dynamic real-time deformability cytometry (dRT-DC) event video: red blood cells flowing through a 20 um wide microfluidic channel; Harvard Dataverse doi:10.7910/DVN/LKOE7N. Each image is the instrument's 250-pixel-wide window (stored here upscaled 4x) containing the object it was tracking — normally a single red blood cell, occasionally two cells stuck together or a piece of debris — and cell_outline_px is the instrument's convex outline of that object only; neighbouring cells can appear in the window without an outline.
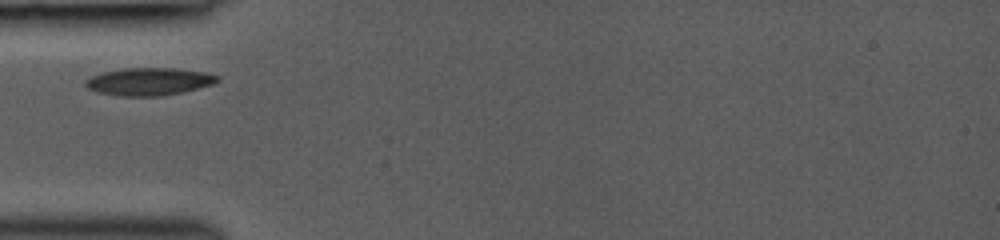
{"species": "common noctule bat (a hibernating species)", "species_latin": "Nyctalus noctula", "temperature_condition": "room temperature", "stored_images_in_passage": 7, "camera_frame_rate_fps": 3000, "um_per_image_px": 0.085, "animal": {"sex": "female", "body_mass_g": 19.0, "forearm_length_mm": 53.3}, "frame": {"image": 1, "passage_image": 1, "time_ms": 0.0, "image_size_px": [1000, 240], "cell_outline_px": [[220, 80], [212, 84], [164, 96], [120, 96], [96, 92], [88, 88], [84, 84], [84, 80], [100, 72], [124, 68], [176, 68], [204, 72], [220, 76]], "centroid_in_image_um": [12.62, 6.93], "position_along_channel_um": 72.4, "area_um2": 21.27}}
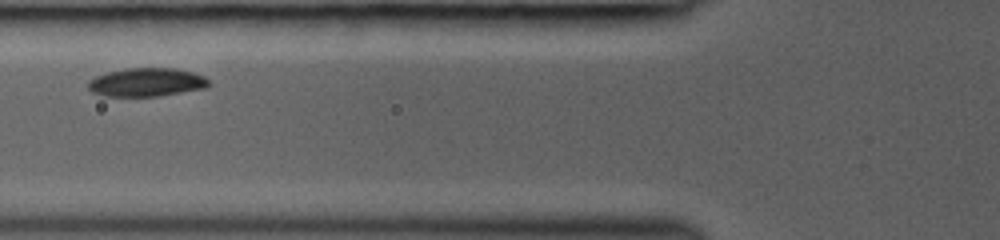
{"frame": {"image": 2, "passage_image": 6, "time_ms": 1.0, "image_size_px": [1000, 240], "cell_outline_px": [[212, 84], [204, 88], [160, 96], [104, 96], [92, 92], [88, 88], [88, 80], [96, 76], [108, 72], [128, 68], [176, 68], [192, 72], [204, 76]], "centroid_in_image_um": [12.46, 6.99], "position_along_channel_um": 113.3, "area_um2": 20.06}}